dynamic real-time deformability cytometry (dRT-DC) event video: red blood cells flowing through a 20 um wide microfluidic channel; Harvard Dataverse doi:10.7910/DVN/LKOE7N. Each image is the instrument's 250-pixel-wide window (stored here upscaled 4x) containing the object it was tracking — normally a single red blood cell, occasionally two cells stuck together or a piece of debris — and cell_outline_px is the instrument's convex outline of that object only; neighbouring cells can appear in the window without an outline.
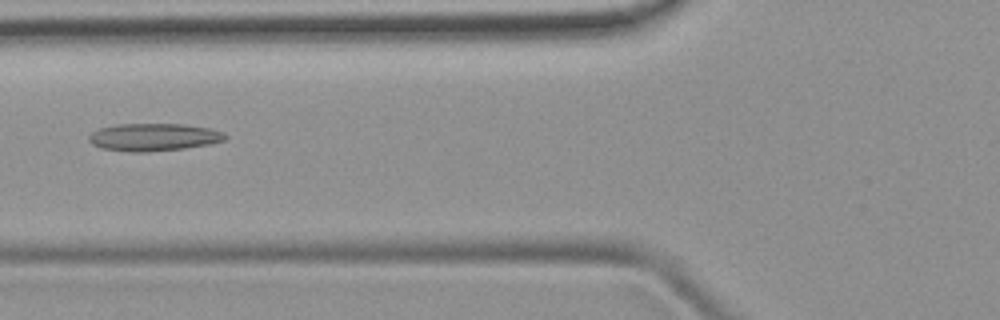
{"species": "common noctule bat (a hibernating species)", "species_latin": "Nyctalus noctula", "temperature_condition": "room temperature", "stored_images_in_passage": 49, "camera_frame_rate_fps": 3000, "um_per_image_px": 0.085, "animal": {"sex": "female", "body_mass_g": 19.9}, "frame": {"image": 1, "passage_image": 19, "time_ms": 6.0, "image_size_px": [1000, 320], "cell_outline_px": [[228, 136], [224, 140], [208, 144], [184, 148], [148, 152], [128, 152], [100, 148], [92, 144], [88, 140], [88, 136], [92, 132], [100, 128], [116, 124], [184, 124], [208, 128], [224, 132]], "centroid_in_image_um": [13.03, 11.66], "position_along_channel_um": 112.8, "area_um2": 21.96}}
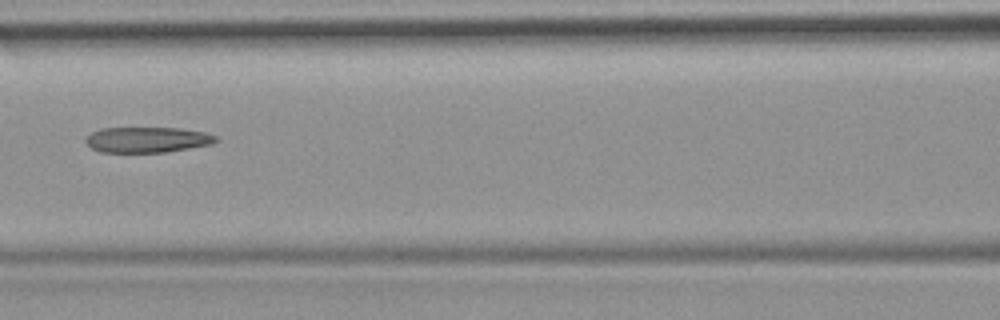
{"frame": {"image": 2, "passage_image": 22, "time_ms": 7.0, "image_size_px": [1000, 320], "cell_outline_px": [[216, 140], [212, 144], [164, 152], [100, 152], [92, 148], [84, 140], [92, 132], [100, 128], [180, 128], [204, 132], [216, 136]], "centroid_in_image_um": [12.49, 11.87], "position_along_channel_um": 154.1, "area_um2": 19.19}}
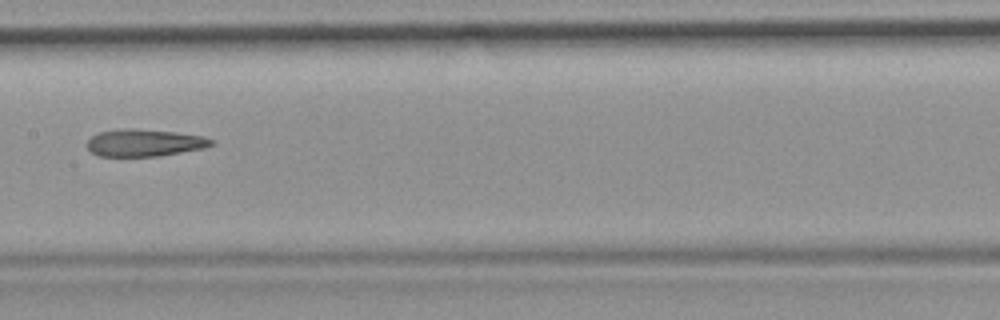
{"frame": {"image": 3, "passage_image": 25, "time_ms": 8.0, "image_size_px": [1000, 320], "cell_outline_px": [[212, 144], [204, 148], [160, 156], [96, 156], [88, 148], [88, 140], [92, 136], [100, 132], [124, 128], [132, 128], [176, 132], [204, 136], [212, 140]], "centroid_in_image_um": [12.27, 12.14], "position_along_channel_um": 195.1, "area_um2": 19.59}}